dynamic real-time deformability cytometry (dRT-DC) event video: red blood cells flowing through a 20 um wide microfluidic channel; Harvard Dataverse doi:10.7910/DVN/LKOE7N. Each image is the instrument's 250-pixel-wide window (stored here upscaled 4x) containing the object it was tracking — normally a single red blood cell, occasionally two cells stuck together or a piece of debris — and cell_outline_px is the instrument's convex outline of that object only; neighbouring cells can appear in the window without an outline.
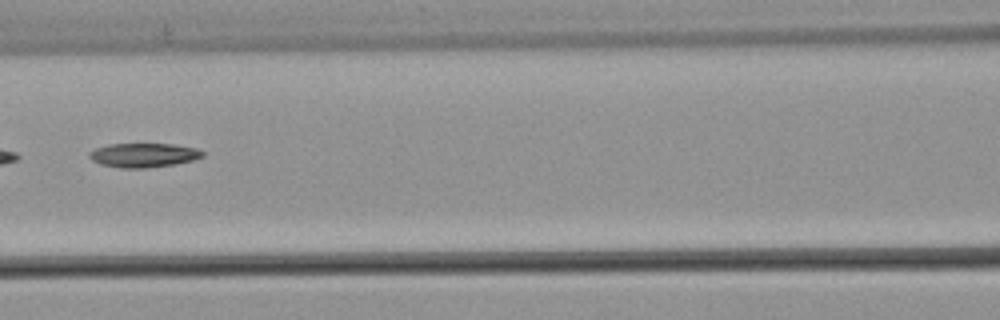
{"species": "common noctule bat (a hibernating species)", "species_latin": "Nyctalus noctula", "temperature_condition": "warm", "stored_images_in_passage": 7, "camera_frame_rate_fps": 3000, "um_per_image_px": 0.085, "animal": {"sex": "male", "body_mass_g": 21.5, "forearm_length_mm": 52.0}, "frame": {"image": 1, "passage_image": 6, "time_ms": 1.667, "image_size_px": [1000, 320], "cell_outline_px": [[204, 156], [192, 160], [176, 164], [144, 168], [120, 168], [100, 164], [92, 160], [88, 156], [88, 152], [96, 148], [108, 144], [172, 144], [196, 148], [204, 152]], "centroid_in_image_um": [12.18, 13.19], "position_along_channel_um": 154.4, "area_um2": 15.95}}